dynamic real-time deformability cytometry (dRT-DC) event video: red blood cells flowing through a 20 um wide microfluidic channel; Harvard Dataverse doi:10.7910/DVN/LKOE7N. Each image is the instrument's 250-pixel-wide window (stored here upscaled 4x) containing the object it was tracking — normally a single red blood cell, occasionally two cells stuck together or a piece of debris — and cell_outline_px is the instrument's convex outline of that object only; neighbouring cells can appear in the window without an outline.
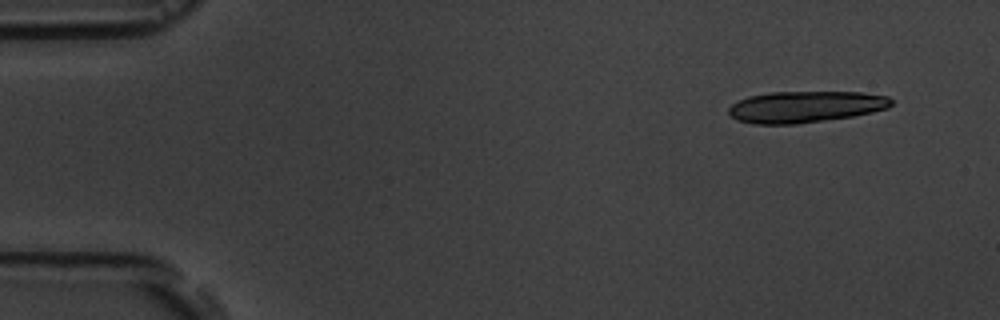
{"species": "common noctule bat (a hibernating species)", "species_latin": "Nyctalus noctula", "temperature_condition": "room temperature", "stored_images_in_passage": 9, "camera_frame_rate_fps": 3000, "um_per_image_px": 0.085, "animal": {"sex": "male", "body_mass_g": 19.5, "forearm_length_mm": 54.6}, "frame": {"image": 1, "passage_image": 1, "time_ms": 0.0, "image_size_px": [1000, 320], "cell_outline_px": [[892, 104], [888, 108], [872, 112], [852, 116], [796, 124], [756, 124], [736, 120], [728, 112], [728, 108], [732, 104], [748, 96], [768, 92], [860, 92], [888, 96], [892, 100]], "centroid_in_image_um": [68.45, 9.07], "position_along_channel_um": 16.6, "area_um2": 29.77}}
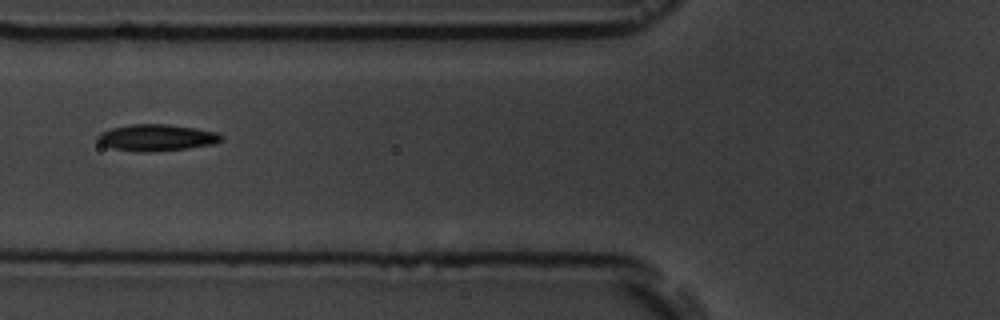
{"frame": {"image": 2, "passage_image": 6, "time_ms": 5.667, "image_size_px": [1000, 320], "cell_outline_px": [[224, 140], [216, 144], [188, 148], [144, 152], [140, 152], [112, 148], [100, 144], [96, 140], [96, 136], [100, 132], [112, 128], [132, 124], [168, 124], [196, 128], [216, 132], [224, 136]], "centroid_in_image_um": [13.33, 11.69], "position_along_channel_um": 112.5, "area_um2": 19.31}}
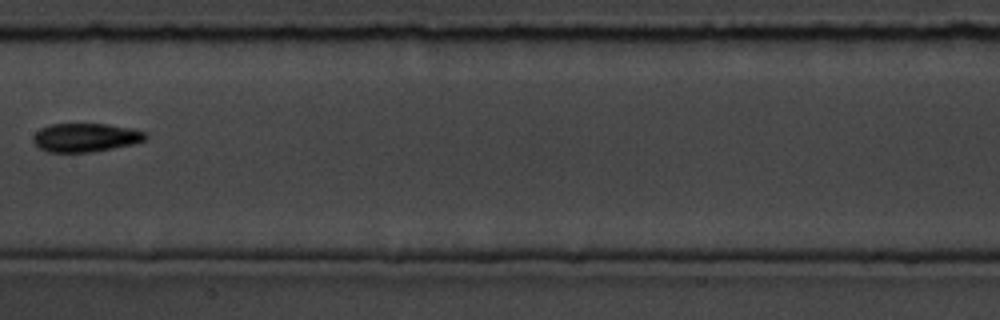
{"frame": {"image": 3, "passage_image": 8, "time_ms": 8.0, "image_size_px": [1000, 320], "cell_outline_px": [[148, 136], [144, 140], [132, 144], [92, 152], [48, 152], [40, 148], [32, 140], [32, 136], [40, 128], [52, 124], [104, 124], [132, 128], [148, 132]], "centroid_in_image_um": [7.28, 11.68], "position_along_channel_um": 200.1, "area_um2": 18.73}}